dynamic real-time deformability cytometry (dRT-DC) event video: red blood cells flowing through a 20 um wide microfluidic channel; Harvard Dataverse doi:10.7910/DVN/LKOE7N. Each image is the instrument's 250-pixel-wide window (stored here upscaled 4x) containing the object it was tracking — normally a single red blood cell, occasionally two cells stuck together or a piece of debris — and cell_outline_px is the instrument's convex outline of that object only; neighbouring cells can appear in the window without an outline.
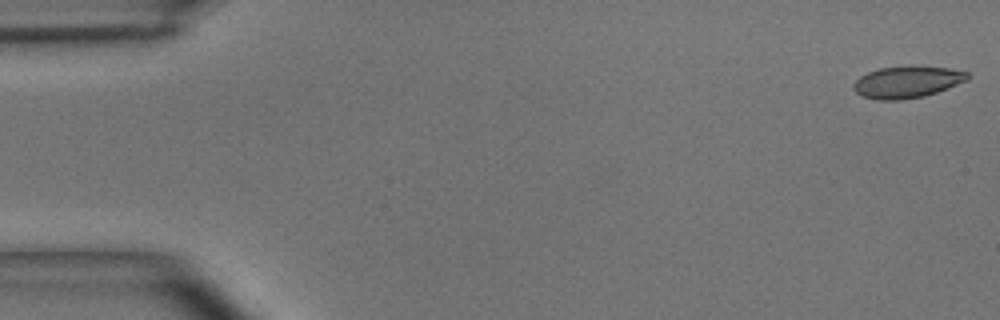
{"species": "common noctule bat (a hibernating species)", "species_latin": "Nyctalus noctula", "temperature_condition": "room temperature", "stored_images_in_passage": 46, "camera_frame_rate_fps": 3000, "um_per_image_px": 0.085, "animal": {"sex": "male", "body_mass_g": 15.6}, "frame": {"image": 1, "passage_image": 1, "time_ms": 0.0, "image_size_px": [1000, 320], "cell_outline_px": [[972, 76], [968, 80], [936, 92], [924, 96], [900, 100], [880, 100], [864, 96], [856, 92], [852, 88], [852, 84], [860, 76], [868, 72], [880, 68], [908, 64], [912, 64], [948, 68], [968, 72]], "centroid_in_image_um": [77.12, 6.94], "position_along_channel_um": 7.9, "area_um2": 21.5}}
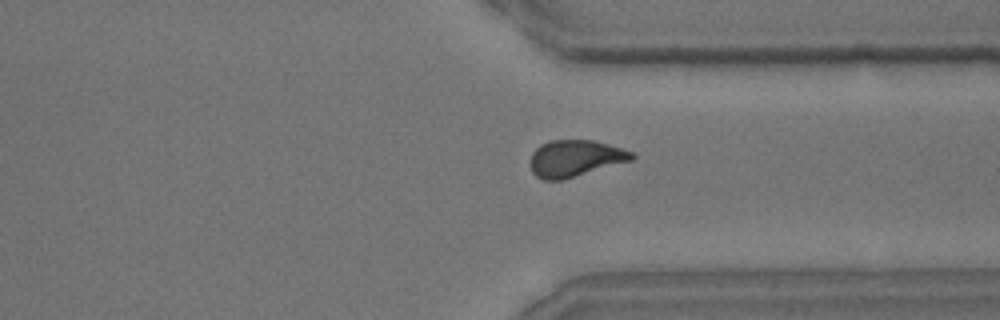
{"frame": {"image": 2, "passage_image": 37, "time_ms": 12.0, "image_size_px": [1000, 320], "cell_outline_px": [[636, 156], [632, 160], [560, 180], [544, 180], [536, 176], [532, 172], [532, 152], [540, 144], [548, 140], [592, 140], [608, 144], [632, 152]], "centroid_in_image_um": [48.87, 13.44], "position_along_channel_um": 362.5, "area_um2": 21.33}}
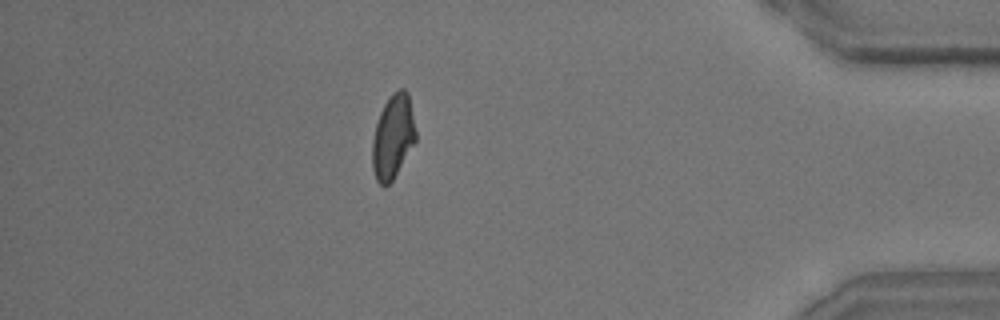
{"frame": {"image": 3, "passage_image": 43, "time_ms": 14.0, "image_size_px": [1000, 320], "cell_outline_px": [[416, 140], [392, 180], [388, 184], [380, 184], [376, 180], [372, 168], [372, 140], [376, 124], [380, 112], [384, 104], [392, 92], [396, 88], [404, 88], [408, 92], [416, 132]], "centroid_in_image_um": [33.39, 11.57], "position_along_channel_um": 401.8, "area_um2": 21.15}, "authors_computed_cell_mechanics": {"area_um2": 21.675, "velocity_mm_per_s": 4.0494, "shape_relaxation_time_tau1_ms": 5.4989, "shape_relaxation_time_tau2_ms": 1.3927, "deformation_change_tau1": 0.1518, "deformation_change_tau2": 0.067}}